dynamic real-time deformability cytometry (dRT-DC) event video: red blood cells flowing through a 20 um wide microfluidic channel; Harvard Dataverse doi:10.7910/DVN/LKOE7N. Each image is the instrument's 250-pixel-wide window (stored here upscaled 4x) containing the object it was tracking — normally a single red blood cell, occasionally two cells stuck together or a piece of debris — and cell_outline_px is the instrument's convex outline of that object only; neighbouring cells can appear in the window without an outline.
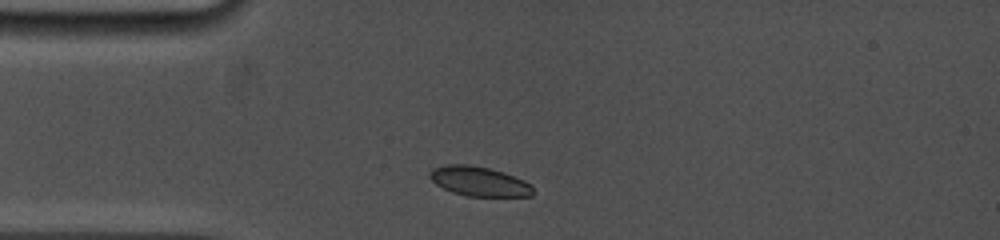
{"species": "common noctule bat (a hibernating species)", "species_latin": "Nyctalus noctula", "temperature_condition": "cold", "stored_images_in_passage": 6, "camera_frame_rate_fps": 5000, "um_per_image_px": 0.085, "animal": {"sex": "female", "body_mass_g": 19.0, "forearm_length_mm": 53.3}, "frame": {"image": 1, "passage_image": 1, "time_ms": 0.0, "image_size_px": [1000, 240], "cell_outline_px": [[536, 192], [532, 196], [468, 196], [452, 192], [436, 184], [428, 176], [428, 172], [432, 168], [444, 164], [468, 164], [488, 168], [504, 172], [524, 180], [532, 184]], "centroid_in_image_um": [40.74, 15.41], "position_along_channel_um": 44.3, "area_um2": 18.03}}
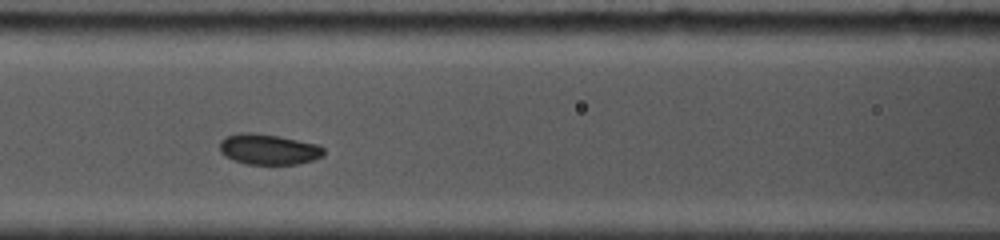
{"frame": {"image": 2, "passage_image": 4, "time_ms": 3.0, "image_size_px": [1000, 240], "cell_outline_px": [[324, 156], [312, 160], [296, 164], [248, 164], [232, 160], [224, 156], [220, 152], [220, 140], [224, 136], [240, 132], [256, 132], [316, 144], [324, 148]], "centroid_in_image_um": [22.77, 12.68], "position_along_channel_um": 143.8, "area_um2": 18.61}}
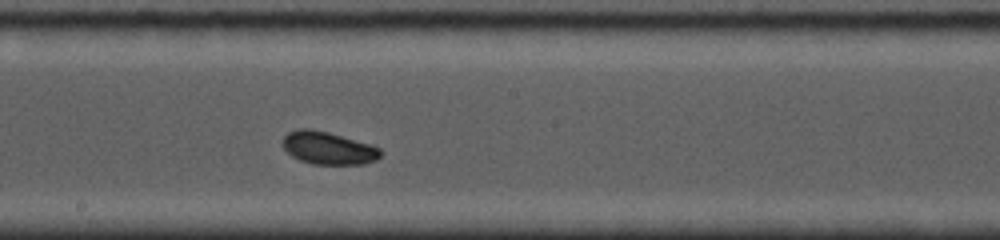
{"frame": {"image": 3, "passage_image": 6, "time_ms": 5.0, "image_size_px": [1000, 240], "cell_outline_px": [[384, 152], [376, 160], [364, 164], [312, 164], [300, 160], [292, 156], [280, 144], [284, 136], [288, 132], [296, 128], [312, 128], [328, 132], [368, 144], [380, 148]], "centroid_in_image_um": [27.86, 12.58], "position_along_channel_um": 220.3, "area_um2": 18.73}}